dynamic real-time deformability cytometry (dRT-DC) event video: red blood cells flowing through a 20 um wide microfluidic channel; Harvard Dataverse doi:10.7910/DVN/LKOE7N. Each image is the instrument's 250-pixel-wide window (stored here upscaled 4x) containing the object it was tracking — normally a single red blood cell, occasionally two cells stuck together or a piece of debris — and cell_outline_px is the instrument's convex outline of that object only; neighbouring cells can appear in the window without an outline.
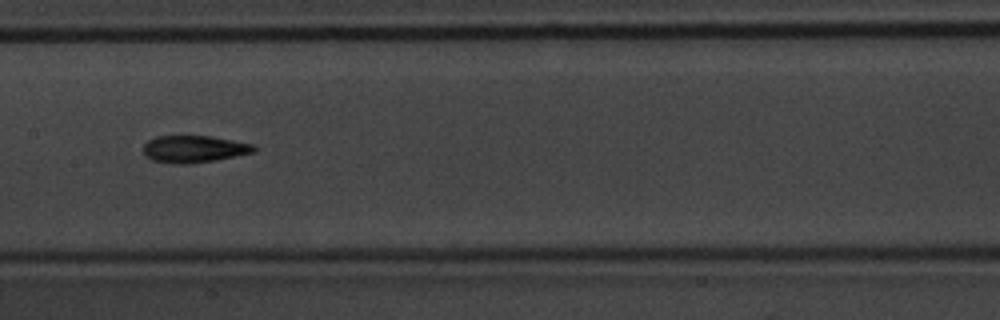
{"species": "common noctule bat (a hibernating species)", "species_latin": "Nyctalus noctula", "temperature_condition": "warm", "stored_images_in_passage": 39, "camera_frame_rate_fps": 3000, "um_per_image_px": 0.085, "animal": {"sex": "male", "body_mass_g": 20.1, "forearm_length_mm": 53.5}, "frame": {"image": 1, "passage_image": 12, "time_ms": 3.667, "image_size_px": [1000, 320], "cell_outline_px": [[256, 152], [216, 160], [188, 164], [172, 164], [152, 160], [144, 152], [144, 144], [148, 140], [156, 136], [212, 136], [256, 144]], "centroid_in_image_um": [16.54, 12.66], "position_along_channel_um": 190.9, "area_um2": 17.63}, "authors_computed_cell_mechanics": {"area_um2": 16.9354, "velocity_mm_per_s": 3.7631, "shape_relaxation_time_tau1_ms": 3.7297, "shape_relaxation_time_tau2_ms": 2.8417, "deformation_change_tau1": 0.1826, "deformation_change_tau2": 0.1215}}